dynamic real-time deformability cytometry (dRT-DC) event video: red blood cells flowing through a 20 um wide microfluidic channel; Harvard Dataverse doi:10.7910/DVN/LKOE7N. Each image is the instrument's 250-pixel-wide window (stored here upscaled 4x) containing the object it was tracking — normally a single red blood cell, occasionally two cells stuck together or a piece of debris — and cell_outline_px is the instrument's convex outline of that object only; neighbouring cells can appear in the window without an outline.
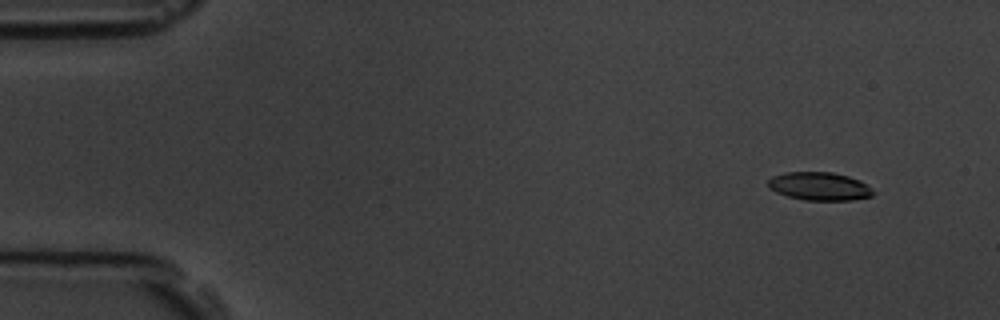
{"species": "common noctule bat (a hibernating species)", "species_latin": "Nyctalus noctula", "temperature_condition": "room temperature", "stored_images_in_passage": 4, "camera_frame_rate_fps": 3000, "um_per_image_px": 0.085, "animal": {"sex": "male", "body_mass_g": 19.5, "forearm_length_mm": 54.6}, "frame": {"image": 1, "passage_image": 1, "time_ms": 0.0, "image_size_px": [1000, 320], "cell_outline_px": [[876, 192], [872, 196], [852, 200], [804, 200], [788, 196], [776, 192], [768, 188], [768, 180], [772, 176], [784, 172], [832, 172], [848, 176], [860, 180]], "centroid_in_image_um": [69.65, 15.83], "position_along_channel_um": 15.4, "area_um2": 17.34}}
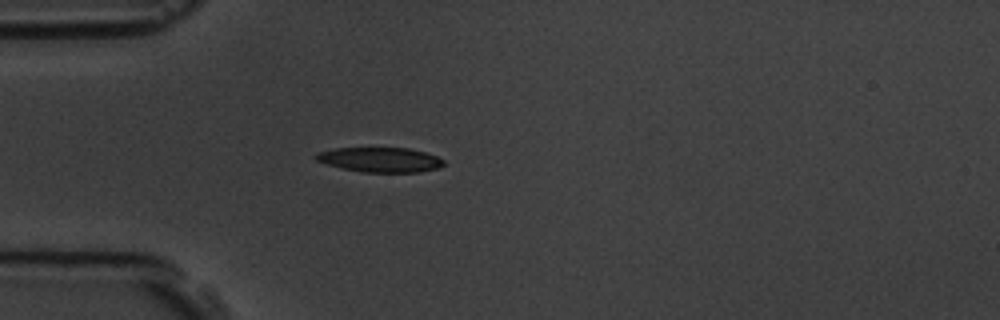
{"frame": {"image": 2, "passage_image": 4, "time_ms": 3.667, "image_size_px": [1000, 320], "cell_outline_px": [[444, 164], [440, 168], [420, 172], [360, 172], [328, 164], [316, 160], [312, 156], [316, 152], [332, 148], [408, 148], [424, 152], [436, 156], [444, 160]], "centroid_in_image_um": [32.29, 13.57], "position_along_channel_um": 52.7, "area_um2": 18.5}}